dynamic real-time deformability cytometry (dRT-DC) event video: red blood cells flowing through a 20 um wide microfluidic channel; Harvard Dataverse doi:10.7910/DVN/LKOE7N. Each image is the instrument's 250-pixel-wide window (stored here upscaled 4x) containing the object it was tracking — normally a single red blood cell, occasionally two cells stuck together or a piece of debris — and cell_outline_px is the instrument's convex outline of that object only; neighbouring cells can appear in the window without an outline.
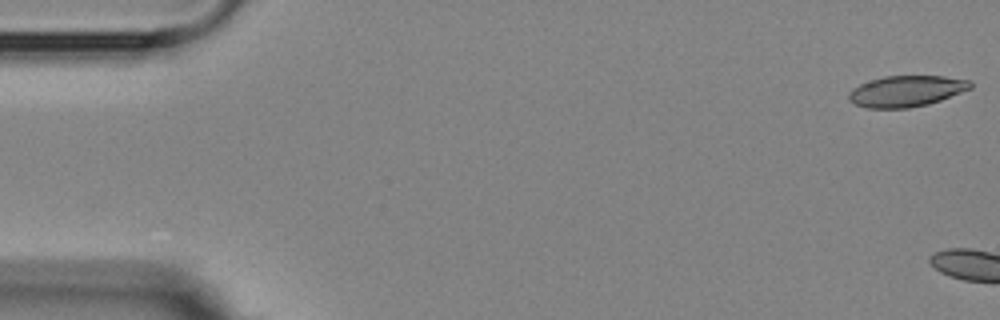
{"species": "Egyptian fruit bat (a non-hibernating species)", "species_latin": "Rousettus aegyptiacus", "temperature_condition": "room temperature", "stored_images_in_passage": 5, "camera_frame_rate_fps": 3000, "um_per_image_px": 0.085, "animal": {"sex": "female"}, "frame": {"image": 1, "passage_image": 1, "time_ms": 0.0, "image_size_px": [1000, 320], "cell_outline_px": [[972, 88], [940, 100], [928, 104], [908, 108], [868, 108], [856, 104], [848, 100], [848, 92], [852, 88], [860, 84], [884, 76], [944, 76], [972, 80]], "centroid_in_image_um": [77.04, 7.74], "position_along_channel_um": 8.0, "area_um2": 22.02}}